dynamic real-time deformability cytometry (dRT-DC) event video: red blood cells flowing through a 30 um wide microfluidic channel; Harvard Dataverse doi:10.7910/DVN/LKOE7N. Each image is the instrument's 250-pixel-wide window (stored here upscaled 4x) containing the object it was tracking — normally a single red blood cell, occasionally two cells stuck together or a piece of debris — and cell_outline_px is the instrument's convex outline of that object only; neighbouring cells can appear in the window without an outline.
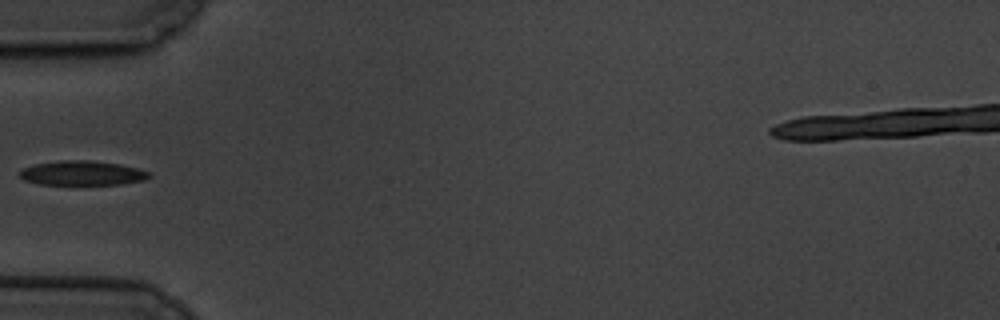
{"species": "common noctule bat (a hibernating species)", "species_latin": "Nyctalus noctula", "temperature_condition": "cold", "stored_images_in_passage": 9, "camera_frame_rate_fps": 3000, "um_per_image_px": 0.085, "animal": {"sex": "male", "body_mass_g": 19.5, "forearm_length_mm": 54.6}, "frame": {"image": 1, "passage_image": 4, "time_ms": 3.667, "image_size_px": [1000, 320], "cell_outline_px": [[152, 176], [144, 180], [120, 184], [40, 184], [24, 180], [20, 176], [20, 172], [24, 168], [36, 164], [60, 160], [88, 160], [120, 164], [136, 168], [148, 172]], "centroid_in_image_um": [6.99, 14.71], "position_along_channel_um": 78.0, "area_um2": 18.21}}
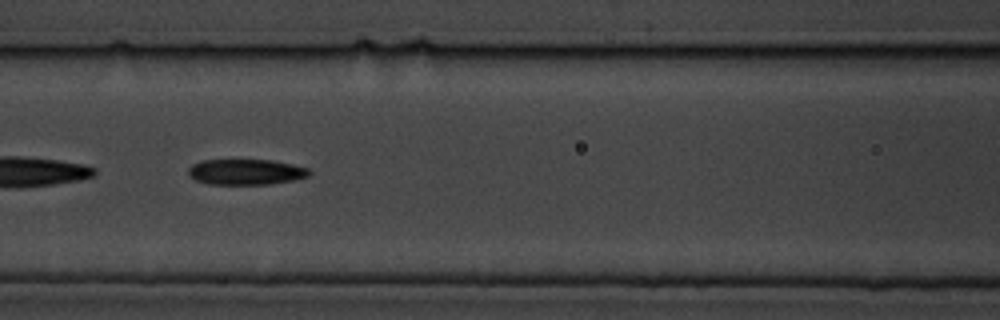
{"frame": {"image": 2, "passage_image": 6, "time_ms": 5.667, "image_size_px": [1000, 320], "cell_outline_px": [[312, 172], [308, 176], [292, 180], [268, 184], [208, 184], [196, 180], [188, 176], [188, 168], [192, 164], [200, 160], [272, 160], [292, 164], [308, 168]], "centroid_in_image_um": [20.87, 14.61], "position_along_channel_um": 145.7, "area_um2": 18.09}}
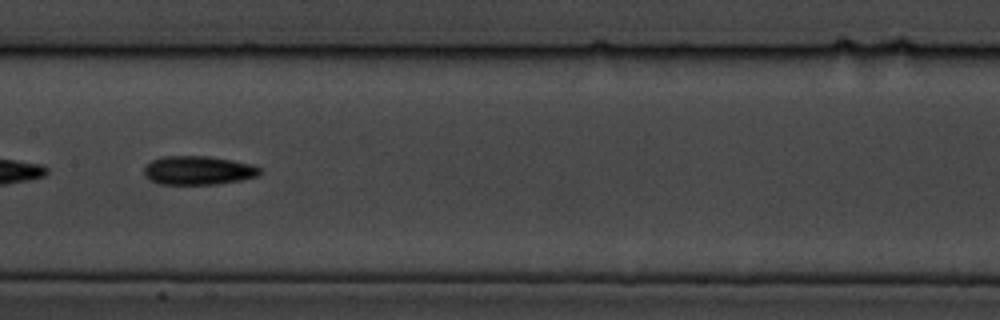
{"frame": {"image": 3, "passage_image": 7, "time_ms": 7.0, "image_size_px": [1000, 320], "cell_outline_px": [[260, 172], [256, 176], [240, 180], [220, 184], [160, 184], [152, 180], [144, 172], [144, 168], [152, 160], [164, 156], [208, 156], [232, 160], [252, 164], [260, 168]], "centroid_in_image_um": [16.87, 14.48], "position_along_channel_um": 190.5, "area_um2": 19.19}}